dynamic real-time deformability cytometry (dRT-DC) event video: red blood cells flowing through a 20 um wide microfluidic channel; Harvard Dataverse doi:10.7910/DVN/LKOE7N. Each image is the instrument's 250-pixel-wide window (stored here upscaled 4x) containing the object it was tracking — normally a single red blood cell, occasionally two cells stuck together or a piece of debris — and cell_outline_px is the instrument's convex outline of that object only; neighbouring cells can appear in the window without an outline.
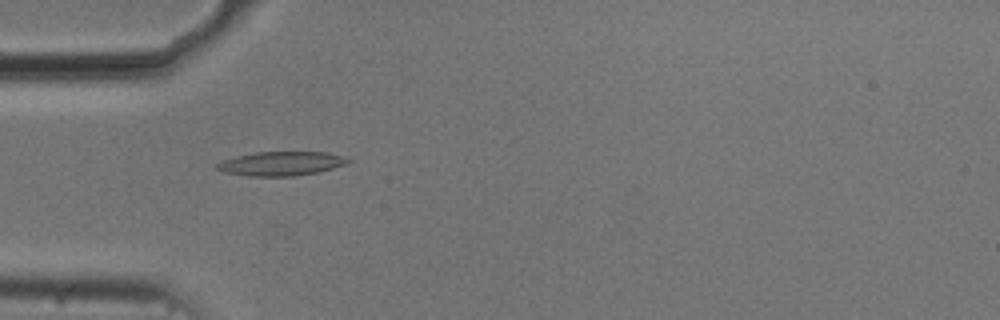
{"species": "common noctule bat (a hibernating species)", "species_latin": "Nyctalus noctula", "temperature_condition": "cold", "stored_images_in_passage": 46, "camera_frame_rate_fps": 3000, "um_per_image_px": 0.085, "animal": {"sex": "male", "body_mass_g": 20.5, "forearm_length_mm": 52.5}, "frame": {"image": 1, "passage_image": 8, "time_ms": 2.333, "image_size_px": [1000, 320], "cell_outline_px": [[352, 160], [348, 164], [316, 172], [296, 176], [248, 176], [224, 172], [216, 168], [216, 164], [224, 160], [236, 156], [256, 152], [328, 152], [344, 156]], "centroid_in_image_um": [23.93, 13.9], "position_along_channel_um": 61.1, "area_um2": 18.38}}
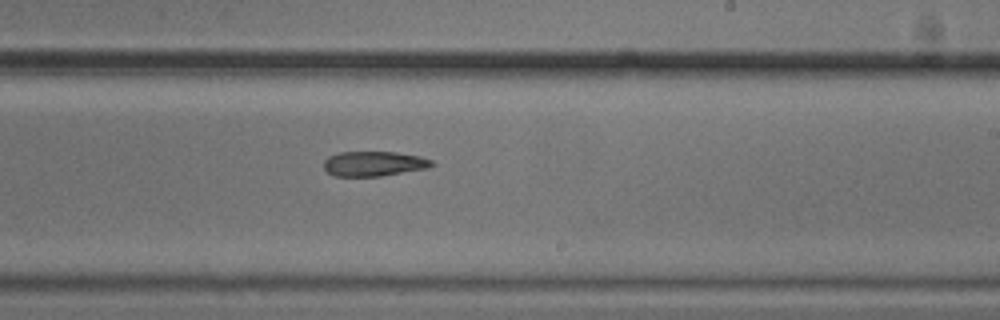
{"frame": {"image": 2, "passage_image": 24, "time_ms": 7.667, "image_size_px": [1000, 320], "cell_outline_px": [[436, 164], [428, 168], [380, 176], [336, 176], [328, 172], [324, 168], [324, 160], [328, 156], [336, 152], [396, 152], [420, 156], [432, 160]], "centroid_in_image_um": [31.78, 13.9], "position_along_channel_um": 257.2, "area_um2": 15.72}}
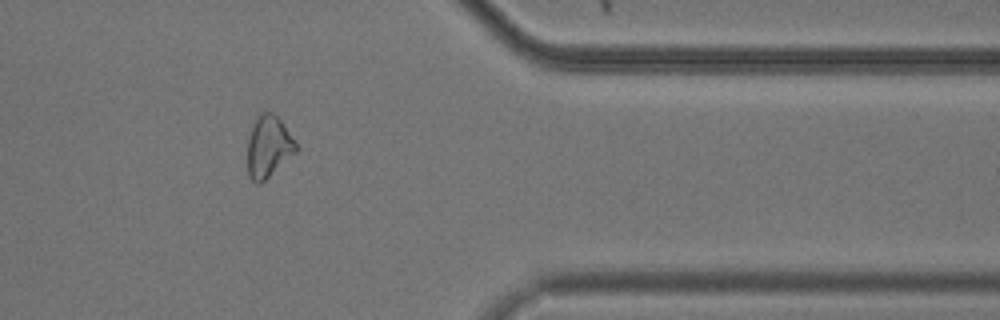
{"frame": {"image": 3, "passage_image": 36, "time_ms": 11.667, "image_size_px": [1000, 320], "cell_outline_px": [[300, 148], [296, 152], [260, 184], [256, 184], [248, 176], [248, 140], [252, 128], [260, 112], [272, 112], [284, 124]], "centroid_in_image_um": [22.84, 12.47], "position_along_channel_um": 388.6, "area_um2": 17.28}}